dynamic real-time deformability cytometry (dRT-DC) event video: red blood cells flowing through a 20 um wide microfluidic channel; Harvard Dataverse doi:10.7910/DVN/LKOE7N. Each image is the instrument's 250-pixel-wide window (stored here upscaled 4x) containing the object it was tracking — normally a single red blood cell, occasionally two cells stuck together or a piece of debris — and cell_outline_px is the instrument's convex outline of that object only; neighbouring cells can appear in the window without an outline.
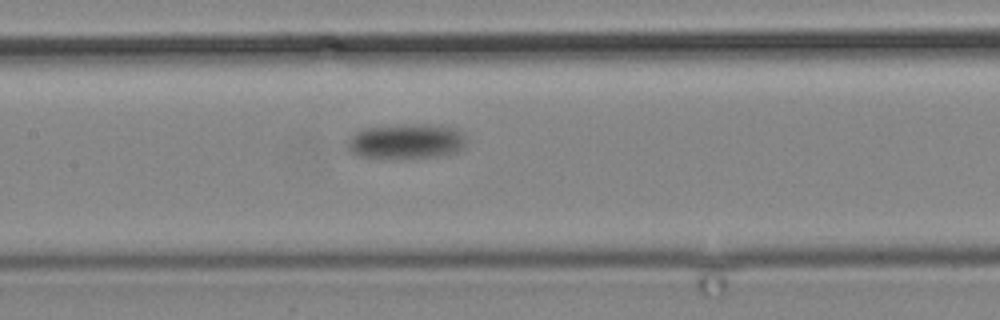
{"species": "common noctule bat (a hibernating species)", "species_latin": "Nyctalus noctula", "temperature_condition": "cold", "stored_images_in_passage": 16, "camera_frame_rate_fps": 3000, "um_per_image_px": 0.085, "animal": {"sex": "male", "body_mass_g": 19.2, "forearm_length_mm": 51.8}, "frame": {"image": 1, "passage_image": 16, "time_ms": 20.0, "image_size_px": [1000, 320], "cell_outline_px": [[468, 140], [464, 148], [456, 152], [440, 156], [404, 160], [360, 156], [348, 152], [348, 140], [356, 132], [364, 128], [404, 124], [432, 124], [460, 128]], "centroid_in_image_um": [34.6, 12.03], "position_along_channel_um": 172.8, "area_um2": 25.2}}